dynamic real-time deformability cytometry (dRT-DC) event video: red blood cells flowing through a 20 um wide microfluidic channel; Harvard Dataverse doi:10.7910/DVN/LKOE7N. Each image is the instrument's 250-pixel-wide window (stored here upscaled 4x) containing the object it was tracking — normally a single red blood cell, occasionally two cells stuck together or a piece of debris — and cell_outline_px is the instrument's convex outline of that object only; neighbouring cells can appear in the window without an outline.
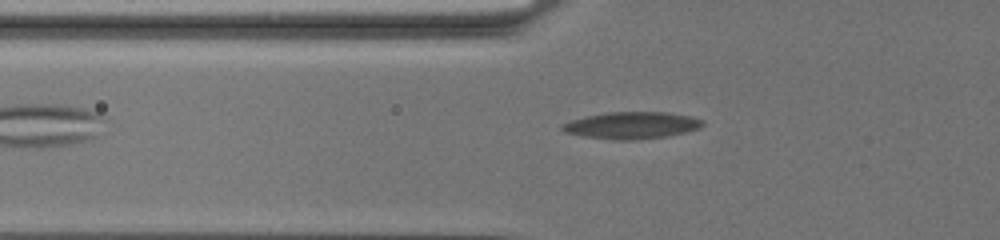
{"species": "common noctule bat (a hibernating species)", "species_latin": "Nyctalus noctula", "temperature_condition": "warm", "stored_images_in_passage": 59, "camera_frame_rate_fps": 3000, "um_per_image_px": 0.085, "animal": {"sex": "female", "body_mass_g": 19.5, "forearm_length_mm": 54.1}, "frame": {"image": 1, "passage_image": 9, "time_ms": 2.667, "image_size_px": [1000, 240], "cell_outline_px": [[704, 124], [700, 128], [684, 132], [664, 136], [632, 140], [616, 140], [584, 136], [564, 132], [560, 128], [560, 124], [572, 120], [588, 116], [608, 112], [664, 112], [692, 116], [704, 120]], "centroid_in_image_um": [53.69, 10.65], "position_along_channel_um": 72.1, "area_um2": 21.85}}
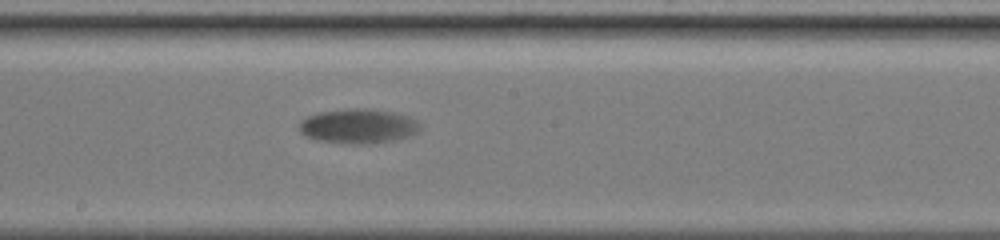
{"frame": {"image": 2, "passage_image": 26, "time_ms": 8.333, "image_size_px": [1000, 240], "cell_outline_px": [[420, 128], [416, 132], [408, 136], [396, 140], [368, 144], [344, 144], [316, 140], [300, 132], [300, 120], [308, 116], [320, 112], [344, 108], [368, 108], [392, 112], [408, 116], [416, 120], [420, 124]], "centroid_in_image_um": [30.44, 10.72], "position_along_channel_um": 217.8, "area_um2": 24.51}}
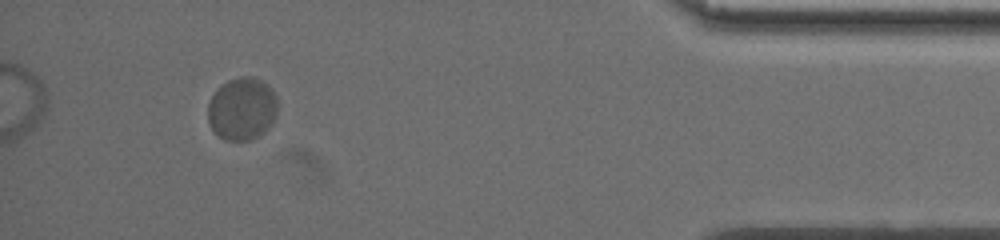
{"frame": {"image": 3, "passage_image": 54, "time_ms": 17.667, "image_size_px": [1000, 240], "cell_outline_px": [[276, 116], [272, 124], [264, 132], [252, 140], [224, 140], [212, 128], [208, 120], [208, 104], [212, 96], [228, 80], [240, 76], [248, 76], [260, 80], [272, 88], [276, 96]], "centroid_in_image_um": [20.6, 9.26], "position_along_channel_um": 414.6, "area_um2": 25.26}}